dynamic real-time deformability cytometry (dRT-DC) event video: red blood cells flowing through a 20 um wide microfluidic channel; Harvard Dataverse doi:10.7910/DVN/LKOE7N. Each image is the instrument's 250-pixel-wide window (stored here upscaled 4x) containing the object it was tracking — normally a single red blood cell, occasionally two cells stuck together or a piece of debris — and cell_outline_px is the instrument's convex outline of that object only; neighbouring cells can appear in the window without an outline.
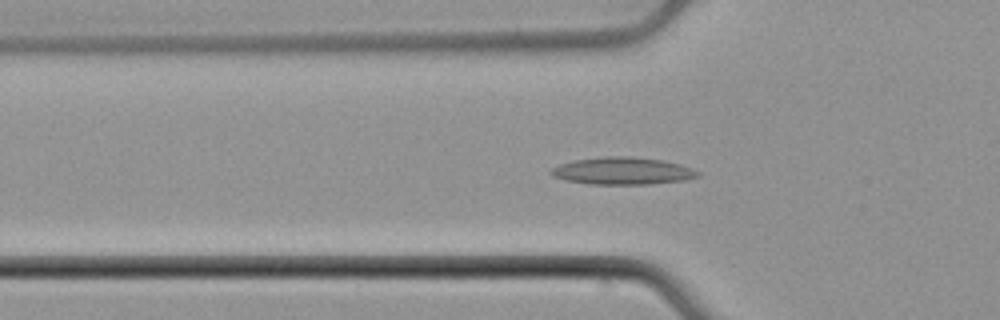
{"species": "common noctule bat (a hibernating species)", "species_latin": "Nyctalus noctula", "temperature_condition": "cold", "stored_images_in_passage": 52, "camera_frame_rate_fps": 3000, "um_per_image_px": 0.085, "animal": {"sex": "male", "body_mass_g": 21.5, "forearm_length_mm": 52.0}, "frame": {"image": 1, "passage_image": 17, "time_ms": 5.333, "image_size_px": [1000, 320], "cell_outline_px": [[700, 176], [684, 180], [648, 184], [588, 184], [564, 180], [552, 176], [548, 172], [552, 168], [560, 164], [576, 160], [604, 156], [628, 156], [664, 160], [680, 164], [692, 168], [700, 172]], "centroid_in_image_um": [52.91, 14.53], "position_along_channel_um": 72.9, "area_um2": 23.41}}
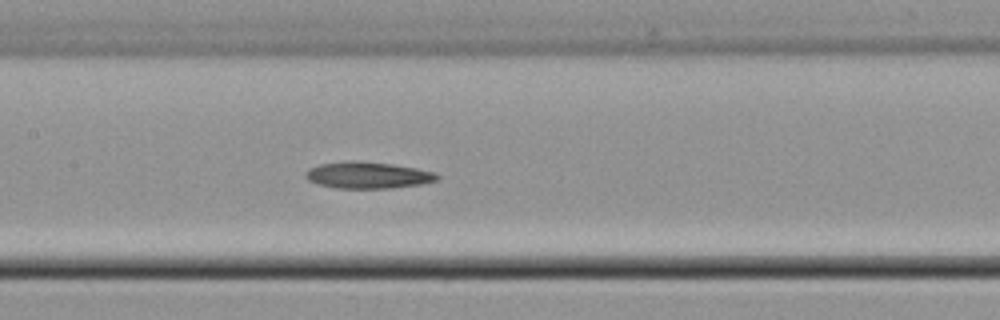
{"frame": {"image": 2, "passage_image": 25, "time_ms": 8.0, "image_size_px": [1000, 320], "cell_outline_px": [[440, 180], [420, 184], [392, 188], [336, 188], [320, 184], [308, 180], [304, 176], [304, 172], [308, 168], [320, 164], [352, 160], [356, 160], [392, 164], [416, 168], [436, 172], [440, 176]], "centroid_in_image_um": [31.28, 14.88], "position_along_channel_um": 176.1, "area_um2": 20.52}}
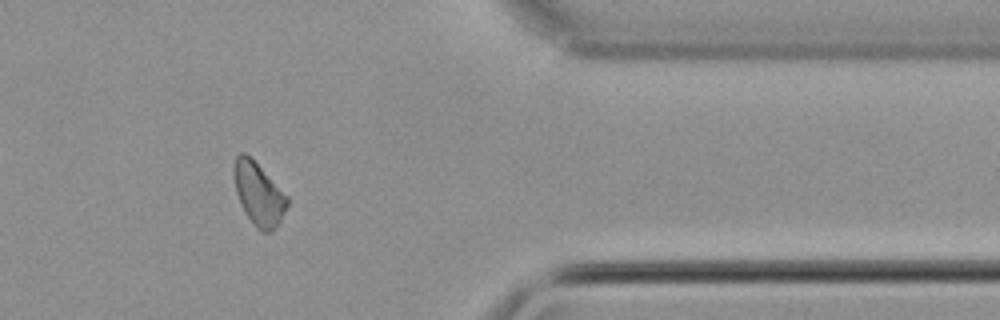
{"frame": {"image": 3, "passage_image": 43, "time_ms": 14.0, "image_size_px": [1000, 320], "cell_outline_px": [[288, 204], [280, 220], [272, 232], [260, 232], [256, 228], [244, 212], [240, 204], [236, 192], [232, 172], [232, 168], [236, 156], [240, 152], [244, 152], [288, 196]], "centroid_in_image_um": [21.95, 16.51], "position_along_channel_um": 389.5, "area_um2": 19.31}}